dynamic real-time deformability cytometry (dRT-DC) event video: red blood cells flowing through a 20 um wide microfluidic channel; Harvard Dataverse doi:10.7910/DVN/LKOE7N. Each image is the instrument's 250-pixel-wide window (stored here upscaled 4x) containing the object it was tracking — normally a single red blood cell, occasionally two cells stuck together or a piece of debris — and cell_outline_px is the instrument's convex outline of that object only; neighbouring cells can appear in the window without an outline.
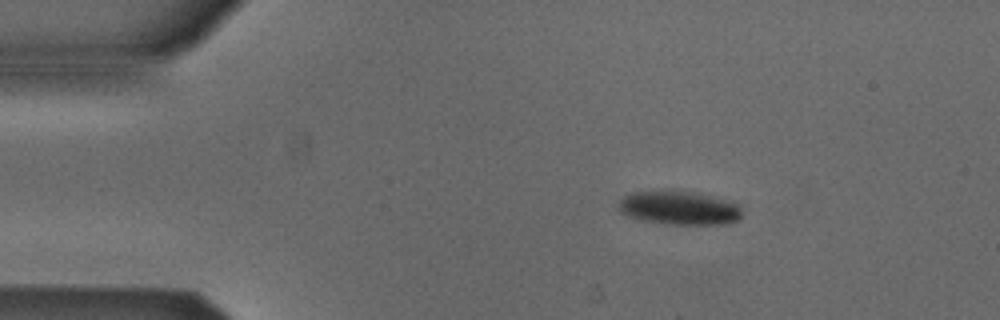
{"species": "Egyptian fruit bat (a non-hibernating species)", "species_latin": "Rousettus aegyptiacus", "temperature_condition": "cold", "stored_images_in_passage": 45, "camera_frame_rate_fps": 3000, "um_per_image_px": 0.085, "animal": {"sex": "male"}, "frame": {"image": 1, "passage_image": 1, "time_ms": 0.0, "image_size_px": [1000, 320], "cell_outline_px": [[740, 216], [736, 220], [724, 224], [668, 224], [644, 220], [628, 216], [620, 212], [620, 200], [624, 196], [632, 192], [692, 192], [712, 196], [736, 204], [740, 208]], "centroid_in_image_um": [57.71, 17.69], "position_along_channel_um": 27.3, "area_um2": 23.41}}
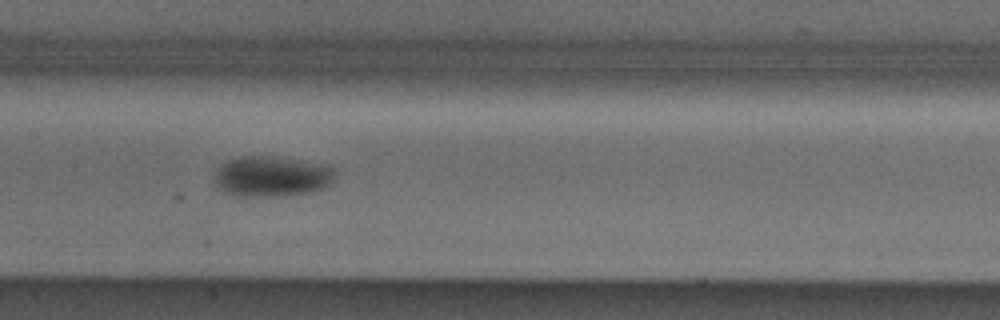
{"frame": {"image": 2, "passage_image": 18, "time_ms": 5.667, "image_size_px": [1000, 320], "cell_outline_px": [[332, 184], [316, 192], [280, 196], [236, 196], [220, 188], [216, 184], [216, 168], [220, 164], [228, 160], [240, 156], [268, 156], [320, 164], [332, 168]], "centroid_in_image_um": [23.07, 15.01], "position_along_channel_um": 184.3, "area_um2": 28.15}}
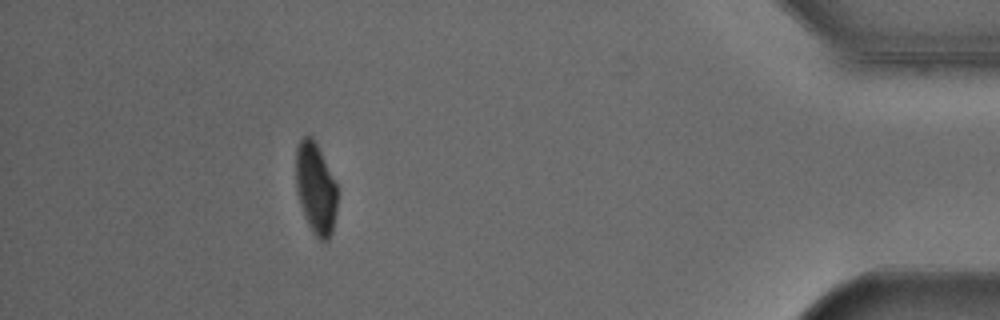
{"frame": {"image": 3, "passage_image": 40, "time_ms": 13.0, "image_size_px": [1000, 320], "cell_outline_px": [[336, 212], [332, 232], [328, 240], [324, 244], [316, 236], [308, 224], [296, 188], [296, 148], [300, 140], [304, 136], [312, 136], [336, 184]], "centroid_in_image_um": [26.83, 16.04], "position_along_channel_um": 408.4, "area_um2": 21.5}, "authors_computed_cell_mechanics": {"area_um2": 26.4724, "velocity_mm_per_s": 3.8427, "shape_relaxation_time_tau1_ms": 3.3699, "shape_relaxation_time_tau2_ms": null, "deformation_change_tau1": 0.1095, "deformation_change_tau2": null}}